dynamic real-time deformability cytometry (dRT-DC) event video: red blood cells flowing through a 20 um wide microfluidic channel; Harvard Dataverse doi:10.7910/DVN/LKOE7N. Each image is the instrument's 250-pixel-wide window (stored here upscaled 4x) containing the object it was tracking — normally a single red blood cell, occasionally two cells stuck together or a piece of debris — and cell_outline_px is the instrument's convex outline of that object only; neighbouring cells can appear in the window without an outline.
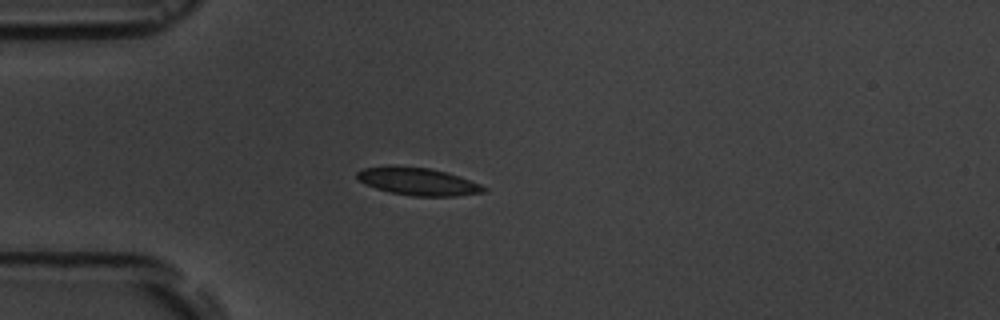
{"species": "common noctule bat (a hibernating species)", "species_latin": "Nyctalus noctula", "temperature_condition": "room temperature", "stored_images_in_passage": 6, "camera_frame_rate_fps": 3000, "um_per_image_px": 0.085, "animal": {"sex": "male", "body_mass_g": 19.5, "forearm_length_mm": 54.6}, "frame": {"image": 1, "passage_image": 5, "time_ms": 4.667, "image_size_px": [1000, 320], "cell_outline_px": [[488, 188], [484, 192], [456, 196], [412, 196], [392, 192], [376, 188], [360, 180], [356, 176], [356, 172], [364, 168], [388, 164], [392, 164], [428, 168], [448, 172], [460, 176], [480, 184]], "centroid_in_image_um": [35.53, 15.4], "position_along_channel_um": 49.5, "area_um2": 20.52}}